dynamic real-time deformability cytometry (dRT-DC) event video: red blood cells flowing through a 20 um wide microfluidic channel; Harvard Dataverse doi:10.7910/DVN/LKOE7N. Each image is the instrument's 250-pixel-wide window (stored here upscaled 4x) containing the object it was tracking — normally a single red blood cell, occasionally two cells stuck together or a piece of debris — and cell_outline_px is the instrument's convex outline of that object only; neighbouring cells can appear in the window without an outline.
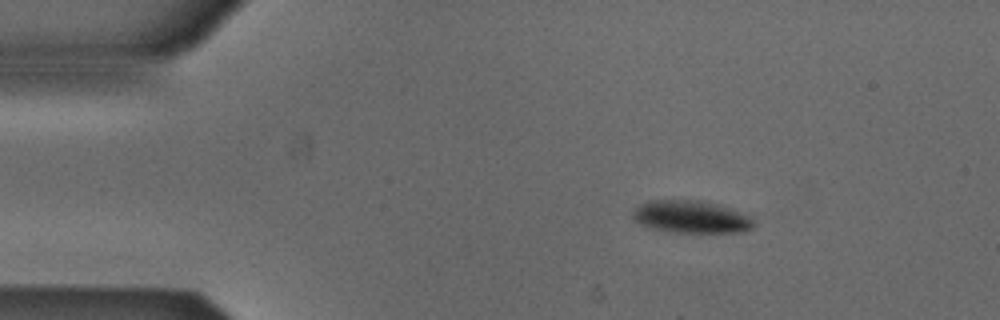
{"species": "Egyptian fruit bat (a non-hibernating species)", "species_latin": "Rousettus aegyptiacus", "temperature_condition": "cold", "stored_images_in_passage": 3, "camera_frame_rate_fps": 3000, "um_per_image_px": 0.085, "animal": {"sex": "male"}, "frame": {"image": 1, "passage_image": 1, "time_ms": 0.0, "image_size_px": [1000, 320], "cell_outline_px": [[756, 224], [752, 228], [744, 232], [672, 232], [652, 228], [640, 224], [632, 220], [632, 212], [640, 204], [648, 200], [700, 200], [716, 204], [752, 216]], "centroid_in_image_um": [58.74, 18.43], "position_along_channel_um": 26.3, "area_um2": 23.0}}
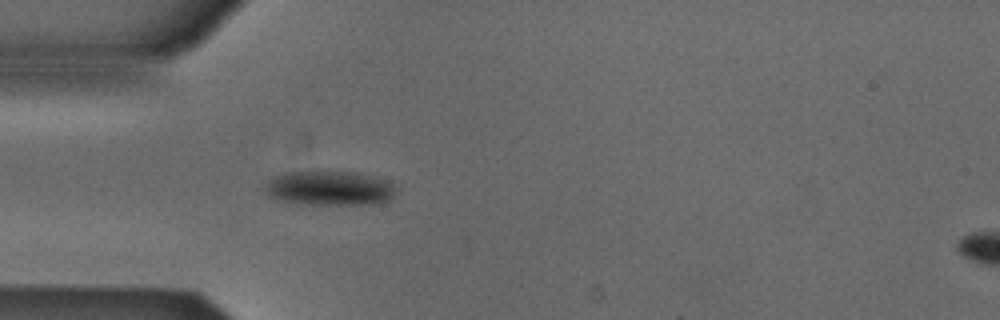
{"frame": {"image": 2, "passage_image": 3, "time_ms": 0.667, "image_size_px": [1000, 320], "cell_outline_px": [[396, 192], [388, 200], [376, 204], [296, 204], [276, 200], [268, 196], [264, 192], [264, 184], [268, 180], [284, 172], [360, 172], [392, 180], [396, 188]], "centroid_in_image_um": [28.02, 16.0], "position_along_channel_um": 57.0, "area_um2": 26.93}}